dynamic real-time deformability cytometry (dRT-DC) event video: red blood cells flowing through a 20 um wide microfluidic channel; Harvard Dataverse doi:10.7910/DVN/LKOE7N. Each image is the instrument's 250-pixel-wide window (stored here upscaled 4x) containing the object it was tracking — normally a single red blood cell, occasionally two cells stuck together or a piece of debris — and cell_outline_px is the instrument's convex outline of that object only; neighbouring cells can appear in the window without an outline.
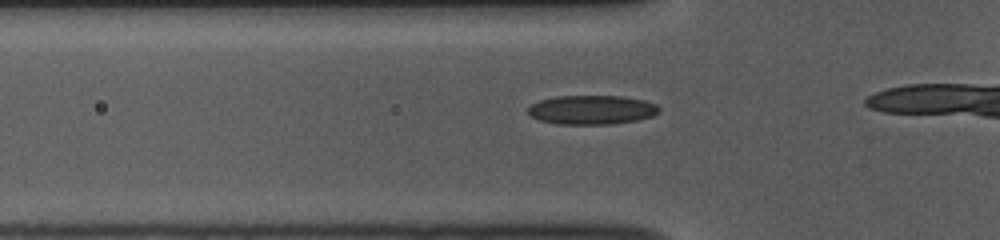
{"species": "common noctule bat (a hibernating species)", "species_latin": "Nyctalus noctula", "temperature_condition": "room temperature", "stored_images_in_passage": 16, "camera_frame_rate_fps": 3000, "um_per_image_px": 0.085, "animal": {"sex": "female", "body_mass_g": 10.0, "forearm_length_mm": 53.1}, "frame": {"image": 1, "passage_image": 11, "time_ms": 3.333, "image_size_px": [1000, 240], "cell_outline_px": [[660, 112], [652, 116], [636, 120], [612, 124], [560, 124], [540, 120], [532, 116], [528, 112], [528, 108], [532, 104], [540, 100], [556, 96], [620, 96], [644, 100], [656, 104], [660, 108]], "centroid_in_image_um": [50.32, 9.33], "position_along_channel_um": 75.5, "area_um2": 22.14}}
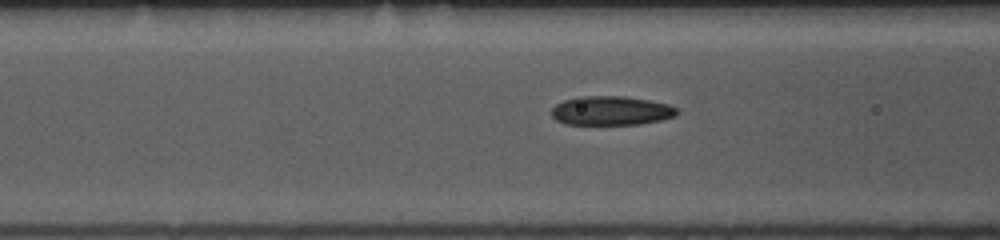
{"frame": {"image": 2, "passage_image": 14, "time_ms": 4.333, "image_size_px": [1000, 240], "cell_outline_px": [[680, 112], [676, 116], [660, 120], [640, 124], [564, 124], [556, 120], [552, 116], [552, 108], [556, 104], [564, 100], [576, 96], [624, 96], [648, 100], [668, 104], [676, 108]], "centroid_in_image_um": [51.94, 9.4], "position_along_channel_um": 114.7, "area_um2": 21.33}}